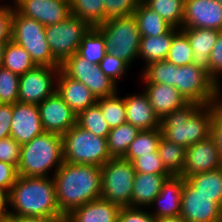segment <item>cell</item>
<instances>
[{
    "label": "cell",
    "mask_w": 222,
    "mask_h": 222,
    "mask_svg": "<svg viewBox=\"0 0 222 222\" xmlns=\"http://www.w3.org/2000/svg\"><path fill=\"white\" fill-rule=\"evenodd\" d=\"M52 177L59 210L64 217L101 197V167L63 162Z\"/></svg>",
    "instance_id": "1"
},
{
    "label": "cell",
    "mask_w": 222,
    "mask_h": 222,
    "mask_svg": "<svg viewBox=\"0 0 222 222\" xmlns=\"http://www.w3.org/2000/svg\"><path fill=\"white\" fill-rule=\"evenodd\" d=\"M9 216L64 217L56 199L53 177H17L8 194Z\"/></svg>",
    "instance_id": "2"
},
{
    "label": "cell",
    "mask_w": 222,
    "mask_h": 222,
    "mask_svg": "<svg viewBox=\"0 0 222 222\" xmlns=\"http://www.w3.org/2000/svg\"><path fill=\"white\" fill-rule=\"evenodd\" d=\"M213 115L214 104L188 102L161 119L162 135L167 140L187 148L210 136Z\"/></svg>",
    "instance_id": "3"
},
{
    "label": "cell",
    "mask_w": 222,
    "mask_h": 222,
    "mask_svg": "<svg viewBox=\"0 0 222 222\" xmlns=\"http://www.w3.org/2000/svg\"><path fill=\"white\" fill-rule=\"evenodd\" d=\"M62 135L43 132L30 142L21 145L17 173L22 177H50L53 168L56 172L63 164Z\"/></svg>",
    "instance_id": "4"
},
{
    "label": "cell",
    "mask_w": 222,
    "mask_h": 222,
    "mask_svg": "<svg viewBox=\"0 0 222 222\" xmlns=\"http://www.w3.org/2000/svg\"><path fill=\"white\" fill-rule=\"evenodd\" d=\"M63 160L72 164H89L102 167L112 157L107 138H102L75 124L62 135Z\"/></svg>",
    "instance_id": "5"
},
{
    "label": "cell",
    "mask_w": 222,
    "mask_h": 222,
    "mask_svg": "<svg viewBox=\"0 0 222 222\" xmlns=\"http://www.w3.org/2000/svg\"><path fill=\"white\" fill-rule=\"evenodd\" d=\"M104 37L107 52L130 66L138 58L140 31L134 15L107 19L95 27Z\"/></svg>",
    "instance_id": "6"
},
{
    "label": "cell",
    "mask_w": 222,
    "mask_h": 222,
    "mask_svg": "<svg viewBox=\"0 0 222 222\" xmlns=\"http://www.w3.org/2000/svg\"><path fill=\"white\" fill-rule=\"evenodd\" d=\"M46 27L33 18L12 13L11 40L22 46L37 66L60 67L47 43Z\"/></svg>",
    "instance_id": "7"
},
{
    "label": "cell",
    "mask_w": 222,
    "mask_h": 222,
    "mask_svg": "<svg viewBox=\"0 0 222 222\" xmlns=\"http://www.w3.org/2000/svg\"><path fill=\"white\" fill-rule=\"evenodd\" d=\"M135 173L132 163L123 157L108 160L101 167V198L120 207H131Z\"/></svg>",
    "instance_id": "8"
},
{
    "label": "cell",
    "mask_w": 222,
    "mask_h": 222,
    "mask_svg": "<svg viewBox=\"0 0 222 222\" xmlns=\"http://www.w3.org/2000/svg\"><path fill=\"white\" fill-rule=\"evenodd\" d=\"M175 87L187 102L201 105L219 103L222 100V88L204 69L188 64L179 66Z\"/></svg>",
    "instance_id": "9"
},
{
    "label": "cell",
    "mask_w": 222,
    "mask_h": 222,
    "mask_svg": "<svg viewBox=\"0 0 222 222\" xmlns=\"http://www.w3.org/2000/svg\"><path fill=\"white\" fill-rule=\"evenodd\" d=\"M92 27L77 16L70 15L60 23L46 26L47 43L53 58L61 65L77 53L83 37Z\"/></svg>",
    "instance_id": "10"
},
{
    "label": "cell",
    "mask_w": 222,
    "mask_h": 222,
    "mask_svg": "<svg viewBox=\"0 0 222 222\" xmlns=\"http://www.w3.org/2000/svg\"><path fill=\"white\" fill-rule=\"evenodd\" d=\"M60 70L69 78L82 82L97 99L118 92L117 84L102 72L98 64L89 63L77 53L66 59Z\"/></svg>",
    "instance_id": "11"
},
{
    "label": "cell",
    "mask_w": 222,
    "mask_h": 222,
    "mask_svg": "<svg viewBox=\"0 0 222 222\" xmlns=\"http://www.w3.org/2000/svg\"><path fill=\"white\" fill-rule=\"evenodd\" d=\"M60 67L35 66L19 77L18 102L39 105L56 92ZM55 84V85H54Z\"/></svg>",
    "instance_id": "12"
},
{
    "label": "cell",
    "mask_w": 222,
    "mask_h": 222,
    "mask_svg": "<svg viewBox=\"0 0 222 222\" xmlns=\"http://www.w3.org/2000/svg\"><path fill=\"white\" fill-rule=\"evenodd\" d=\"M180 216L186 222H222V206L213 197L198 193L185 179Z\"/></svg>",
    "instance_id": "13"
},
{
    "label": "cell",
    "mask_w": 222,
    "mask_h": 222,
    "mask_svg": "<svg viewBox=\"0 0 222 222\" xmlns=\"http://www.w3.org/2000/svg\"><path fill=\"white\" fill-rule=\"evenodd\" d=\"M37 106L44 132H54L63 135L77 124V114L56 92Z\"/></svg>",
    "instance_id": "14"
},
{
    "label": "cell",
    "mask_w": 222,
    "mask_h": 222,
    "mask_svg": "<svg viewBox=\"0 0 222 222\" xmlns=\"http://www.w3.org/2000/svg\"><path fill=\"white\" fill-rule=\"evenodd\" d=\"M13 6L19 14L35 19L45 27L71 15L70 0H14Z\"/></svg>",
    "instance_id": "15"
},
{
    "label": "cell",
    "mask_w": 222,
    "mask_h": 222,
    "mask_svg": "<svg viewBox=\"0 0 222 222\" xmlns=\"http://www.w3.org/2000/svg\"><path fill=\"white\" fill-rule=\"evenodd\" d=\"M182 27L222 31V4L217 0H185Z\"/></svg>",
    "instance_id": "16"
},
{
    "label": "cell",
    "mask_w": 222,
    "mask_h": 222,
    "mask_svg": "<svg viewBox=\"0 0 222 222\" xmlns=\"http://www.w3.org/2000/svg\"><path fill=\"white\" fill-rule=\"evenodd\" d=\"M222 167V161L214 139L209 136L187 147L186 160L182 176H188L207 171H213Z\"/></svg>",
    "instance_id": "17"
},
{
    "label": "cell",
    "mask_w": 222,
    "mask_h": 222,
    "mask_svg": "<svg viewBox=\"0 0 222 222\" xmlns=\"http://www.w3.org/2000/svg\"><path fill=\"white\" fill-rule=\"evenodd\" d=\"M43 132L38 106L15 102L13 104L10 137L23 145Z\"/></svg>",
    "instance_id": "18"
},
{
    "label": "cell",
    "mask_w": 222,
    "mask_h": 222,
    "mask_svg": "<svg viewBox=\"0 0 222 222\" xmlns=\"http://www.w3.org/2000/svg\"><path fill=\"white\" fill-rule=\"evenodd\" d=\"M126 106V121L142 130L160 128L161 119L157 116L154 107L150 104L147 93H134L124 96Z\"/></svg>",
    "instance_id": "19"
},
{
    "label": "cell",
    "mask_w": 222,
    "mask_h": 222,
    "mask_svg": "<svg viewBox=\"0 0 222 222\" xmlns=\"http://www.w3.org/2000/svg\"><path fill=\"white\" fill-rule=\"evenodd\" d=\"M185 178L181 175H171L161 188L158 196L153 200L151 206L156 208L151 214L155 217H174L181 214L182 189Z\"/></svg>",
    "instance_id": "20"
},
{
    "label": "cell",
    "mask_w": 222,
    "mask_h": 222,
    "mask_svg": "<svg viewBox=\"0 0 222 222\" xmlns=\"http://www.w3.org/2000/svg\"><path fill=\"white\" fill-rule=\"evenodd\" d=\"M56 93L77 115L97 103L95 95L82 82L69 78L61 70L56 80Z\"/></svg>",
    "instance_id": "21"
},
{
    "label": "cell",
    "mask_w": 222,
    "mask_h": 222,
    "mask_svg": "<svg viewBox=\"0 0 222 222\" xmlns=\"http://www.w3.org/2000/svg\"><path fill=\"white\" fill-rule=\"evenodd\" d=\"M121 207L104 198L90 201L65 217L68 222H117Z\"/></svg>",
    "instance_id": "22"
},
{
    "label": "cell",
    "mask_w": 222,
    "mask_h": 222,
    "mask_svg": "<svg viewBox=\"0 0 222 222\" xmlns=\"http://www.w3.org/2000/svg\"><path fill=\"white\" fill-rule=\"evenodd\" d=\"M180 30L187 36L192 47V64L208 71L210 54L221 31L186 27H182Z\"/></svg>",
    "instance_id": "23"
},
{
    "label": "cell",
    "mask_w": 222,
    "mask_h": 222,
    "mask_svg": "<svg viewBox=\"0 0 222 222\" xmlns=\"http://www.w3.org/2000/svg\"><path fill=\"white\" fill-rule=\"evenodd\" d=\"M144 84L149 102L160 119L188 103L175 87L162 83Z\"/></svg>",
    "instance_id": "24"
},
{
    "label": "cell",
    "mask_w": 222,
    "mask_h": 222,
    "mask_svg": "<svg viewBox=\"0 0 222 222\" xmlns=\"http://www.w3.org/2000/svg\"><path fill=\"white\" fill-rule=\"evenodd\" d=\"M170 176L136 172L131 195V207L150 208L153 200L160 193L164 181Z\"/></svg>",
    "instance_id": "25"
},
{
    "label": "cell",
    "mask_w": 222,
    "mask_h": 222,
    "mask_svg": "<svg viewBox=\"0 0 222 222\" xmlns=\"http://www.w3.org/2000/svg\"><path fill=\"white\" fill-rule=\"evenodd\" d=\"M180 29L172 27L167 33L158 36L141 37L138 57L143 58L145 65L154 62L166 60L173 36Z\"/></svg>",
    "instance_id": "26"
},
{
    "label": "cell",
    "mask_w": 222,
    "mask_h": 222,
    "mask_svg": "<svg viewBox=\"0 0 222 222\" xmlns=\"http://www.w3.org/2000/svg\"><path fill=\"white\" fill-rule=\"evenodd\" d=\"M133 15L137 21L141 37L165 34L172 28V26L154 10L149 8L142 0L139 2Z\"/></svg>",
    "instance_id": "27"
},
{
    "label": "cell",
    "mask_w": 222,
    "mask_h": 222,
    "mask_svg": "<svg viewBox=\"0 0 222 222\" xmlns=\"http://www.w3.org/2000/svg\"><path fill=\"white\" fill-rule=\"evenodd\" d=\"M185 146L167 140L163 135L158 145L159 157L170 175H181L186 160Z\"/></svg>",
    "instance_id": "28"
},
{
    "label": "cell",
    "mask_w": 222,
    "mask_h": 222,
    "mask_svg": "<svg viewBox=\"0 0 222 222\" xmlns=\"http://www.w3.org/2000/svg\"><path fill=\"white\" fill-rule=\"evenodd\" d=\"M200 194L213 197L222 206V167L185 178Z\"/></svg>",
    "instance_id": "29"
},
{
    "label": "cell",
    "mask_w": 222,
    "mask_h": 222,
    "mask_svg": "<svg viewBox=\"0 0 222 222\" xmlns=\"http://www.w3.org/2000/svg\"><path fill=\"white\" fill-rule=\"evenodd\" d=\"M36 66L30 54L13 40L5 44L1 67L21 76Z\"/></svg>",
    "instance_id": "30"
},
{
    "label": "cell",
    "mask_w": 222,
    "mask_h": 222,
    "mask_svg": "<svg viewBox=\"0 0 222 222\" xmlns=\"http://www.w3.org/2000/svg\"><path fill=\"white\" fill-rule=\"evenodd\" d=\"M140 130L126 122L112 128L107 137L108 151L112 158L124 157L131 142Z\"/></svg>",
    "instance_id": "31"
},
{
    "label": "cell",
    "mask_w": 222,
    "mask_h": 222,
    "mask_svg": "<svg viewBox=\"0 0 222 222\" xmlns=\"http://www.w3.org/2000/svg\"><path fill=\"white\" fill-rule=\"evenodd\" d=\"M141 78L145 83H162L172 87L177 86L176 77L179 66L167 60L154 61L145 65Z\"/></svg>",
    "instance_id": "32"
},
{
    "label": "cell",
    "mask_w": 222,
    "mask_h": 222,
    "mask_svg": "<svg viewBox=\"0 0 222 222\" xmlns=\"http://www.w3.org/2000/svg\"><path fill=\"white\" fill-rule=\"evenodd\" d=\"M161 16L170 26L181 29L184 18L185 0H142Z\"/></svg>",
    "instance_id": "33"
},
{
    "label": "cell",
    "mask_w": 222,
    "mask_h": 222,
    "mask_svg": "<svg viewBox=\"0 0 222 222\" xmlns=\"http://www.w3.org/2000/svg\"><path fill=\"white\" fill-rule=\"evenodd\" d=\"M77 54L95 65L99 64L107 54L105 39L95 27L83 37Z\"/></svg>",
    "instance_id": "34"
},
{
    "label": "cell",
    "mask_w": 222,
    "mask_h": 222,
    "mask_svg": "<svg viewBox=\"0 0 222 222\" xmlns=\"http://www.w3.org/2000/svg\"><path fill=\"white\" fill-rule=\"evenodd\" d=\"M161 137V128L140 131L136 138L131 142L129 149L123 158L131 161L133 158H138L157 151Z\"/></svg>",
    "instance_id": "35"
},
{
    "label": "cell",
    "mask_w": 222,
    "mask_h": 222,
    "mask_svg": "<svg viewBox=\"0 0 222 222\" xmlns=\"http://www.w3.org/2000/svg\"><path fill=\"white\" fill-rule=\"evenodd\" d=\"M70 13L92 28L104 23L103 0H70Z\"/></svg>",
    "instance_id": "36"
},
{
    "label": "cell",
    "mask_w": 222,
    "mask_h": 222,
    "mask_svg": "<svg viewBox=\"0 0 222 222\" xmlns=\"http://www.w3.org/2000/svg\"><path fill=\"white\" fill-rule=\"evenodd\" d=\"M77 125L102 138H107L111 130L97 103L77 115Z\"/></svg>",
    "instance_id": "37"
},
{
    "label": "cell",
    "mask_w": 222,
    "mask_h": 222,
    "mask_svg": "<svg viewBox=\"0 0 222 222\" xmlns=\"http://www.w3.org/2000/svg\"><path fill=\"white\" fill-rule=\"evenodd\" d=\"M97 104L110 129L127 122L125 100L124 97H119L118 92L108 97L98 98Z\"/></svg>",
    "instance_id": "38"
},
{
    "label": "cell",
    "mask_w": 222,
    "mask_h": 222,
    "mask_svg": "<svg viewBox=\"0 0 222 222\" xmlns=\"http://www.w3.org/2000/svg\"><path fill=\"white\" fill-rule=\"evenodd\" d=\"M193 51L187 36L179 30L174 36L166 60L176 66L192 63Z\"/></svg>",
    "instance_id": "39"
},
{
    "label": "cell",
    "mask_w": 222,
    "mask_h": 222,
    "mask_svg": "<svg viewBox=\"0 0 222 222\" xmlns=\"http://www.w3.org/2000/svg\"><path fill=\"white\" fill-rule=\"evenodd\" d=\"M19 75L0 67V103L18 102Z\"/></svg>",
    "instance_id": "40"
},
{
    "label": "cell",
    "mask_w": 222,
    "mask_h": 222,
    "mask_svg": "<svg viewBox=\"0 0 222 222\" xmlns=\"http://www.w3.org/2000/svg\"><path fill=\"white\" fill-rule=\"evenodd\" d=\"M130 162L138 173L170 175L166 171L158 151L133 158Z\"/></svg>",
    "instance_id": "41"
},
{
    "label": "cell",
    "mask_w": 222,
    "mask_h": 222,
    "mask_svg": "<svg viewBox=\"0 0 222 222\" xmlns=\"http://www.w3.org/2000/svg\"><path fill=\"white\" fill-rule=\"evenodd\" d=\"M141 0H103L104 22L110 18L132 15Z\"/></svg>",
    "instance_id": "42"
},
{
    "label": "cell",
    "mask_w": 222,
    "mask_h": 222,
    "mask_svg": "<svg viewBox=\"0 0 222 222\" xmlns=\"http://www.w3.org/2000/svg\"><path fill=\"white\" fill-rule=\"evenodd\" d=\"M98 65L102 72L116 84L119 83L118 78L124 77L125 72L130 67L126 61L116 58L108 52Z\"/></svg>",
    "instance_id": "43"
},
{
    "label": "cell",
    "mask_w": 222,
    "mask_h": 222,
    "mask_svg": "<svg viewBox=\"0 0 222 222\" xmlns=\"http://www.w3.org/2000/svg\"><path fill=\"white\" fill-rule=\"evenodd\" d=\"M207 74L222 88L220 78L222 75V31L219 33L216 43L210 54V65Z\"/></svg>",
    "instance_id": "44"
},
{
    "label": "cell",
    "mask_w": 222,
    "mask_h": 222,
    "mask_svg": "<svg viewBox=\"0 0 222 222\" xmlns=\"http://www.w3.org/2000/svg\"><path fill=\"white\" fill-rule=\"evenodd\" d=\"M21 145L12 137L0 140V161L13 164L16 168L20 161Z\"/></svg>",
    "instance_id": "45"
},
{
    "label": "cell",
    "mask_w": 222,
    "mask_h": 222,
    "mask_svg": "<svg viewBox=\"0 0 222 222\" xmlns=\"http://www.w3.org/2000/svg\"><path fill=\"white\" fill-rule=\"evenodd\" d=\"M151 212L142 208L121 207L117 222H154Z\"/></svg>",
    "instance_id": "46"
},
{
    "label": "cell",
    "mask_w": 222,
    "mask_h": 222,
    "mask_svg": "<svg viewBox=\"0 0 222 222\" xmlns=\"http://www.w3.org/2000/svg\"><path fill=\"white\" fill-rule=\"evenodd\" d=\"M13 11V4L12 6L0 5V43H7L11 40Z\"/></svg>",
    "instance_id": "47"
},
{
    "label": "cell",
    "mask_w": 222,
    "mask_h": 222,
    "mask_svg": "<svg viewBox=\"0 0 222 222\" xmlns=\"http://www.w3.org/2000/svg\"><path fill=\"white\" fill-rule=\"evenodd\" d=\"M219 151L222 161V100L214 103V115L211 123V134Z\"/></svg>",
    "instance_id": "48"
},
{
    "label": "cell",
    "mask_w": 222,
    "mask_h": 222,
    "mask_svg": "<svg viewBox=\"0 0 222 222\" xmlns=\"http://www.w3.org/2000/svg\"><path fill=\"white\" fill-rule=\"evenodd\" d=\"M18 177L17 168L10 163L0 161V189L9 194Z\"/></svg>",
    "instance_id": "49"
},
{
    "label": "cell",
    "mask_w": 222,
    "mask_h": 222,
    "mask_svg": "<svg viewBox=\"0 0 222 222\" xmlns=\"http://www.w3.org/2000/svg\"><path fill=\"white\" fill-rule=\"evenodd\" d=\"M13 104L0 103V140L10 137Z\"/></svg>",
    "instance_id": "50"
},
{
    "label": "cell",
    "mask_w": 222,
    "mask_h": 222,
    "mask_svg": "<svg viewBox=\"0 0 222 222\" xmlns=\"http://www.w3.org/2000/svg\"><path fill=\"white\" fill-rule=\"evenodd\" d=\"M65 217H46V216H9L7 222H60Z\"/></svg>",
    "instance_id": "51"
},
{
    "label": "cell",
    "mask_w": 222,
    "mask_h": 222,
    "mask_svg": "<svg viewBox=\"0 0 222 222\" xmlns=\"http://www.w3.org/2000/svg\"><path fill=\"white\" fill-rule=\"evenodd\" d=\"M8 207V194L0 189V222H7Z\"/></svg>",
    "instance_id": "52"
},
{
    "label": "cell",
    "mask_w": 222,
    "mask_h": 222,
    "mask_svg": "<svg viewBox=\"0 0 222 222\" xmlns=\"http://www.w3.org/2000/svg\"><path fill=\"white\" fill-rule=\"evenodd\" d=\"M154 222H186L180 215L174 217H158Z\"/></svg>",
    "instance_id": "53"
},
{
    "label": "cell",
    "mask_w": 222,
    "mask_h": 222,
    "mask_svg": "<svg viewBox=\"0 0 222 222\" xmlns=\"http://www.w3.org/2000/svg\"><path fill=\"white\" fill-rule=\"evenodd\" d=\"M5 44L6 43H0V67L2 65V60H3V56H4Z\"/></svg>",
    "instance_id": "54"
},
{
    "label": "cell",
    "mask_w": 222,
    "mask_h": 222,
    "mask_svg": "<svg viewBox=\"0 0 222 222\" xmlns=\"http://www.w3.org/2000/svg\"><path fill=\"white\" fill-rule=\"evenodd\" d=\"M60 222H68L66 219H62Z\"/></svg>",
    "instance_id": "55"
}]
</instances>
